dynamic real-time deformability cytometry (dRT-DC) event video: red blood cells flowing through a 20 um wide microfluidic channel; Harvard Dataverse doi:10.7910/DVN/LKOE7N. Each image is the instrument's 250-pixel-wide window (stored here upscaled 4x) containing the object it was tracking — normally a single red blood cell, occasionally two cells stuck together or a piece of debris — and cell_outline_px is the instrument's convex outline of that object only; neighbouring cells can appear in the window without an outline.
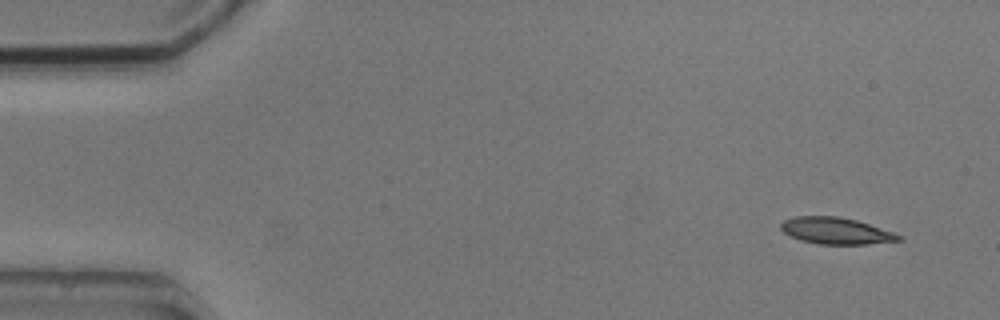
{"species": "common noctule bat (a hibernating species)", "species_latin": "Nyctalus noctula", "temperature_condition": "cold", "stored_images_in_passage": 4, "camera_frame_rate_fps": 3000, "um_per_image_px": 0.085, "animal": {"sex": "male", "body_mass_g": 20.5, "forearm_length_mm": 52.5}, "frame": {"image": 1, "passage_image": 1, "time_ms": 0.0, "image_size_px": [1000, 320], "cell_outline_px": [[904, 240], [864, 244], [820, 244], [800, 240], [784, 232], [780, 228], [780, 224], [784, 220], [796, 216], [840, 216], [856, 220], [904, 236]], "centroid_in_image_um": [71.06, 19.61], "position_along_channel_um": 13.9, "area_um2": 18.15}}
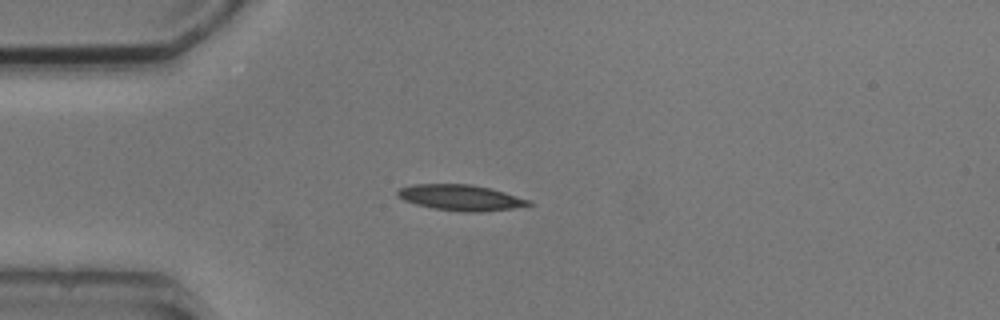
{"frame": {"image": 2, "passage_image": 4, "time_ms": 3.333, "image_size_px": [1000, 320], "cell_outline_px": [[536, 204], [512, 208], [480, 212], [464, 212], [436, 208], [416, 204], [404, 200], [396, 196], [396, 192], [400, 188], [416, 184], [472, 184], [492, 188], [532, 200]], "centroid_in_image_um": [39.22, 16.79], "position_along_channel_um": 45.8, "area_um2": 19.77}}